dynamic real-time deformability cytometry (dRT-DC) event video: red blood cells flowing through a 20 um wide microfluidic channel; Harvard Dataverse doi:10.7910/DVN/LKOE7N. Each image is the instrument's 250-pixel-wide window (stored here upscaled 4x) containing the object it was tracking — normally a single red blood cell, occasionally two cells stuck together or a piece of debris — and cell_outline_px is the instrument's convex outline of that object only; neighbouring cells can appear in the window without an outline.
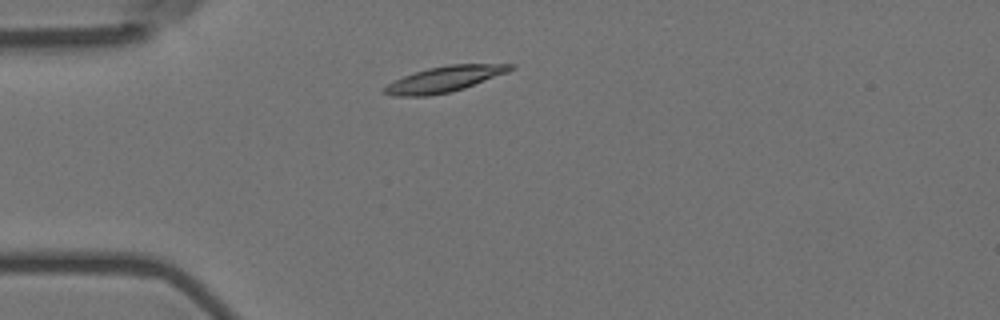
{"species": "Egyptian fruit bat (a non-hibernating species)", "species_latin": "Rousettus aegyptiacus", "temperature_condition": "room temperature", "stored_images_in_passage": 3, "camera_frame_rate_fps": 3000, "um_per_image_px": 0.085, "animal": {"sex": "female"}, "frame": {"image": 1, "passage_image": 2, "time_ms": 0.333, "image_size_px": [1000, 320], "cell_outline_px": [[516, 68], [508, 72], [464, 88], [448, 92], [428, 96], [392, 96], [380, 92], [388, 84], [404, 76], [428, 68], [448, 64], [516, 64]], "centroid_in_image_um": [37.79, 6.72], "position_along_channel_um": 47.2, "area_um2": 18.79}}